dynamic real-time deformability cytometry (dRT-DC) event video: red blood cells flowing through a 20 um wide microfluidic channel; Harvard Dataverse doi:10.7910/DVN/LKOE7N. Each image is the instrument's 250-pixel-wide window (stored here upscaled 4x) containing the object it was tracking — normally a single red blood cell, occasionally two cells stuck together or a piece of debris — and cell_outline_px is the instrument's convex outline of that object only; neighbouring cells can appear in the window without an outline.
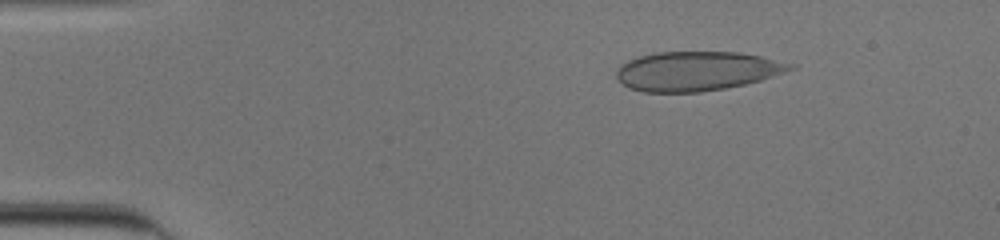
{"species": "human", "species_latin": "Homo sapiens", "temperature_condition": "cold", "stored_images_in_passage": 43, "camera_frame_rate_fps": 3000, "um_per_image_px": 0.085, "donor": {"sex": "male"}, "frame": {"image": 1, "passage_image": 8, "time_ms": 2.333, "image_size_px": [1000, 240], "cell_outline_px": [[796, 68], [760, 80], [744, 84], [724, 88], [700, 92], [644, 92], [628, 88], [616, 76], [616, 72], [620, 64], [636, 56], [652, 52], [740, 52], [760, 56], [796, 64]], "centroid_in_image_um": [59.2, 6.03], "position_along_channel_um": 25.8, "area_um2": 39.88}}
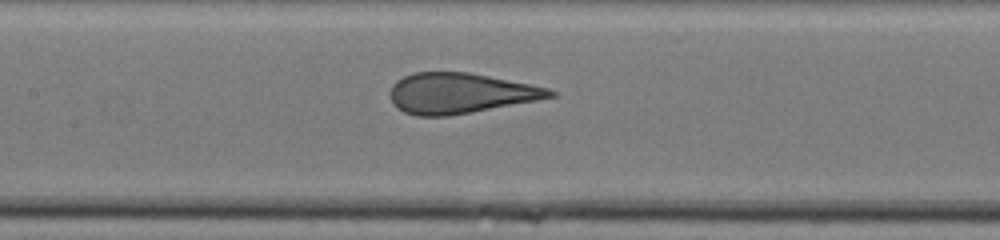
{"frame": {"image": 2, "passage_image": 25, "time_ms": 8.0, "image_size_px": [1000, 240], "cell_outline_px": [[556, 96], [536, 100], [472, 112], [448, 116], [416, 116], [404, 112], [396, 108], [392, 104], [388, 92], [392, 84], [396, 80], [412, 72], [468, 72], [548, 88], [556, 92]], "centroid_in_image_um": [39.02, 7.93], "position_along_channel_um": 168.4, "area_um2": 37.63}}
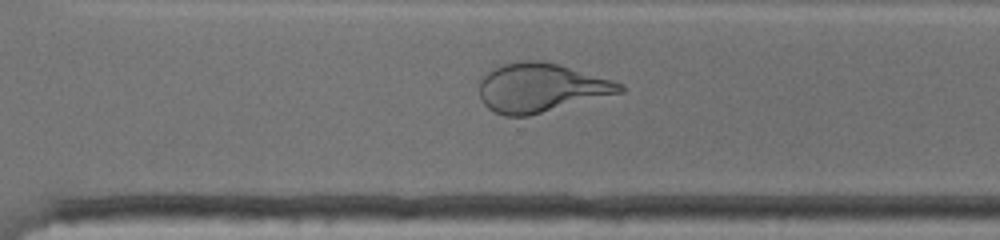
{"frame": {"image": 3, "passage_image": 37, "time_ms": 12.0, "image_size_px": [1000, 240], "cell_outline_px": [[624, 92], [528, 116], [504, 116], [488, 108], [480, 100], [480, 80], [492, 68], [504, 64], [524, 60], [536, 60], [556, 64], [612, 80], [624, 84]], "centroid_in_image_um": [45.96, 7.47], "position_along_channel_um": 324.6, "area_um2": 39.71}}